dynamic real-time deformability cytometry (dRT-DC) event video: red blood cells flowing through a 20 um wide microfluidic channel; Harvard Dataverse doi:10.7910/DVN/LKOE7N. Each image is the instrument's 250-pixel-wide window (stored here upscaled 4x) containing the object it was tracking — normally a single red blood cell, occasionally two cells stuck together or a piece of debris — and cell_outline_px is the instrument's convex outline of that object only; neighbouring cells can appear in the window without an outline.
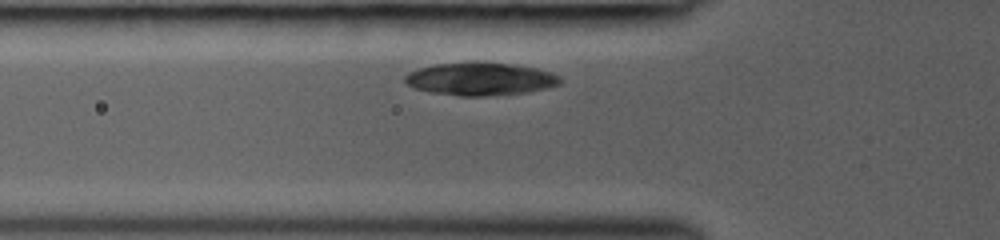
{"species": "common noctule bat (a hibernating species)", "species_latin": "Nyctalus noctula", "temperature_condition": "room temperature", "stored_images_in_passage": 4, "camera_frame_rate_fps": 3000, "um_per_image_px": 0.085, "animal": {"sex": "female", "body_mass_g": 19.0, "forearm_length_mm": 53.3}, "frame": {"image": 1, "passage_image": 2, "time_ms": 0.667, "image_size_px": [1000, 240], "cell_outline_px": [[564, 80], [560, 84], [548, 88], [528, 92], [488, 96], [460, 96], [428, 92], [412, 88], [404, 80], [404, 76], [408, 72], [432, 64], [476, 60], [480, 60], [512, 64], [536, 68], [552, 72], [560, 76]], "centroid_in_image_um": [40.83, 6.69], "position_along_channel_um": 85.0, "area_um2": 30.63}}
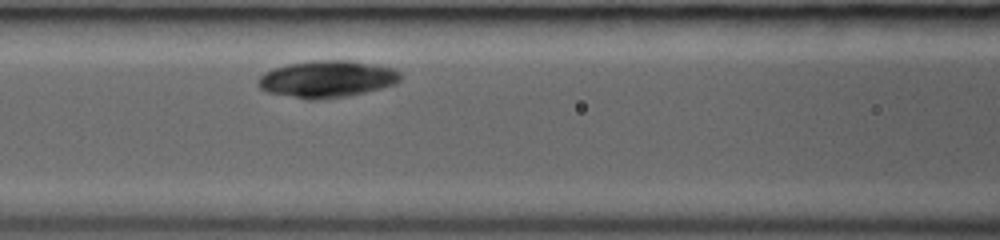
{"frame": {"image": 2, "passage_image": 4, "time_ms": 2.0, "image_size_px": [1000, 240], "cell_outline_px": [[400, 80], [396, 84], [364, 92], [344, 96], [316, 100], [308, 100], [268, 92], [260, 88], [256, 84], [256, 80], [264, 72], [272, 68], [288, 64], [316, 60], [352, 60], [376, 64], [396, 68], [400, 72]], "centroid_in_image_um": [27.79, 6.7], "position_along_channel_um": 138.8, "area_um2": 30.81}}